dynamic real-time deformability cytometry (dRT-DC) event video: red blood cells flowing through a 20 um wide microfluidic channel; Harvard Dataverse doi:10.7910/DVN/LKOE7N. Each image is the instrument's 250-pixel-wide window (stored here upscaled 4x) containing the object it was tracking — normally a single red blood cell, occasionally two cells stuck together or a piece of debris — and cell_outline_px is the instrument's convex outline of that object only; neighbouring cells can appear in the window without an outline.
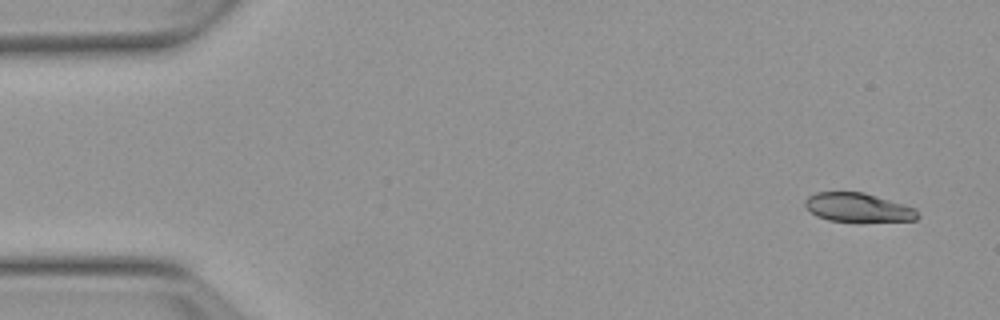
{"species": "Egyptian fruit bat (a non-hibernating species)", "species_latin": "Rousettus aegyptiacus", "temperature_condition": "warm", "stored_images_in_passage": 4, "camera_frame_rate_fps": 3000, "um_per_image_px": 0.085, "animal": {"sex": "female"}, "frame": {"image": 1, "passage_image": 1, "time_ms": 0.0, "image_size_px": [1000, 320], "cell_outline_px": [[920, 216], [916, 220], [828, 220], [816, 216], [804, 204], [804, 200], [808, 196], [816, 192], [864, 192], [904, 204], [916, 208]], "centroid_in_image_um": [72.93, 17.61], "position_along_channel_um": 12.1, "area_um2": 18.55}}
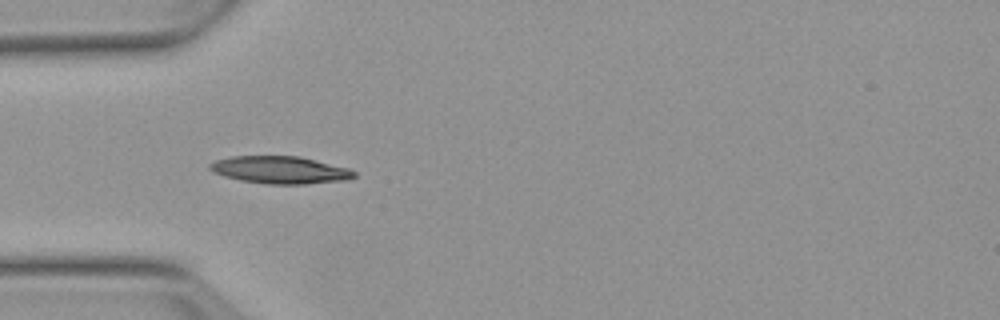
{"frame": {"image": 2, "passage_image": 4, "time_ms": 4.333, "image_size_px": [1000, 320], "cell_outline_px": [[356, 176], [348, 180], [304, 184], [264, 184], [240, 180], [224, 176], [212, 172], [208, 168], [208, 164], [216, 160], [232, 156], [300, 156], [348, 168], [356, 172]], "centroid_in_image_um": [23.8, 14.45], "position_along_channel_um": 61.2, "area_um2": 23.18}}